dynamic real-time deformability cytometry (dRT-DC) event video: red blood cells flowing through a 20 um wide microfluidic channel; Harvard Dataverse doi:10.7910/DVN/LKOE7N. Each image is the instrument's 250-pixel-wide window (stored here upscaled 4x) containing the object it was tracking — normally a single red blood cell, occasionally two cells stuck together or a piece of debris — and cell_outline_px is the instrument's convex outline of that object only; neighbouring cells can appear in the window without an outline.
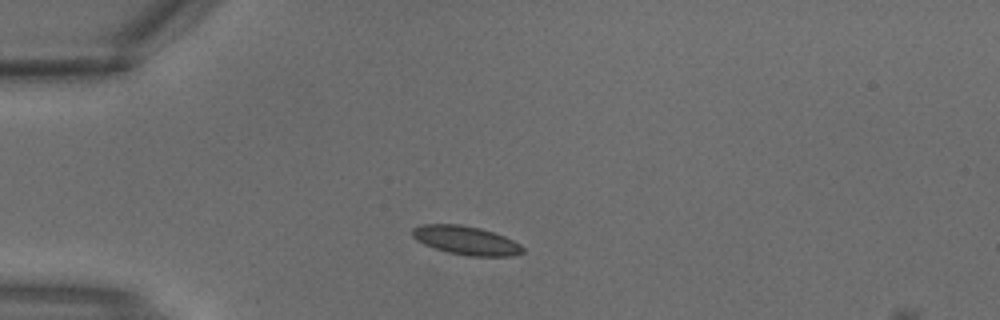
{"species": "common noctule bat (a hibernating species)", "species_latin": "Nyctalus noctula", "temperature_condition": "warm", "stored_images_in_passage": 1, "camera_frame_rate_fps": 3000, "um_per_image_px": 0.085, "animal": {"sex": "male", "body_mass_g": 18.8}, "frame": {"image": 1, "passage_image": 1, "time_ms": 0.0, "image_size_px": [1000, 320], "cell_outline_px": [[524, 252], [512, 256], [468, 256], [448, 252], [424, 244], [416, 240], [412, 236], [412, 228], [424, 224], [460, 224], [480, 228], [504, 236], [520, 244], [524, 248]], "centroid_in_image_um": [39.61, 20.43], "position_along_channel_um": 45.4, "area_um2": 18.38}}